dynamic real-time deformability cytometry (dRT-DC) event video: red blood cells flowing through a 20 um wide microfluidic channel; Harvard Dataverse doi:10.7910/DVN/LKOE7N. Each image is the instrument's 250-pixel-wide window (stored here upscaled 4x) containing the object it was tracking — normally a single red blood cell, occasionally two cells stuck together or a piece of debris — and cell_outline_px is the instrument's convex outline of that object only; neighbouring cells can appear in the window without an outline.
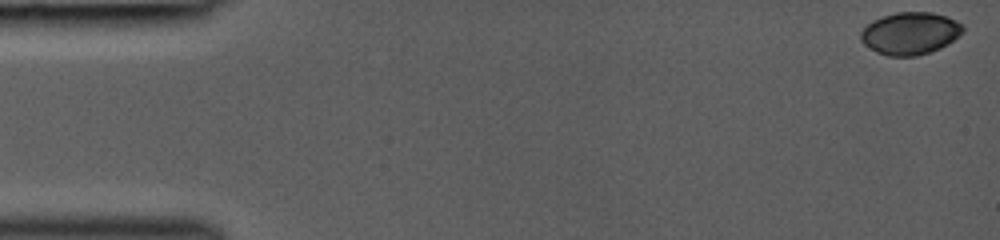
{"species": "common noctule bat (a hibernating species)", "species_latin": "Nyctalus noctula", "temperature_condition": "room temperature", "stored_images_in_passage": 45, "camera_frame_rate_fps": 3000, "um_per_image_px": 0.085, "animal": {"sex": "female", "body_mass_g": 19.0, "forearm_length_mm": 53.3}, "frame": {"image": 1, "passage_image": 1, "time_ms": 0.0, "image_size_px": [1000, 240], "cell_outline_px": [[964, 32], [960, 36], [948, 44], [932, 52], [916, 56], [888, 56], [876, 52], [864, 44], [860, 40], [860, 32], [872, 20], [896, 12], [932, 12], [948, 16], [964, 24]], "centroid_in_image_um": [77.4, 2.83], "position_along_channel_um": 7.6, "area_um2": 25.55}}
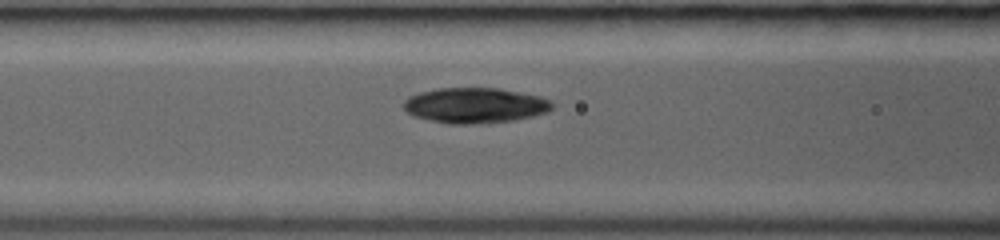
{"frame": {"image": 2, "passage_image": 19, "time_ms": 6.0, "image_size_px": [1000, 240], "cell_outline_px": [[552, 108], [548, 112], [516, 120], [472, 124], [448, 124], [412, 116], [404, 108], [404, 100], [408, 96], [420, 92], [440, 88], [496, 88], [540, 96], [552, 100]], "centroid_in_image_um": [40.37, 8.96], "position_along_channel_um": 126.2, "area_um2": 30.63}}
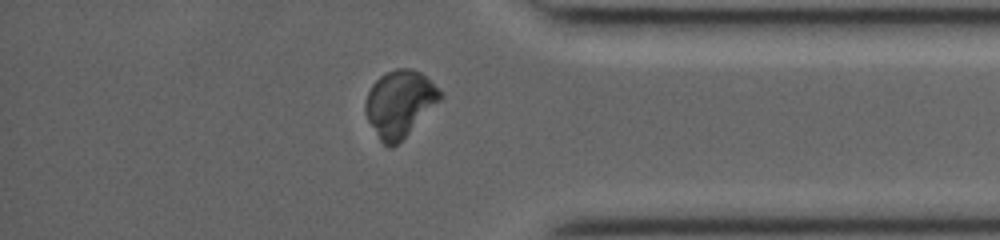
{"frame": {"image": 3, "passage_image": 38, "time_ms": 12.333, "image_size_px": [1000, 240], "cell_outline_px": [[444, 96], [392, 148], [388, 148], [380, 140], [368, 120], [364, 112], [364, 104], [368, 92], [372, 84], [380, 76], [396, 68], [412, 68], [420, 72], [440, 88], [444, 92]], "centroid_in_image_um": [33.97, 8.77], "position_along_channel_um": 401.2, "area_um2": 28.67}}